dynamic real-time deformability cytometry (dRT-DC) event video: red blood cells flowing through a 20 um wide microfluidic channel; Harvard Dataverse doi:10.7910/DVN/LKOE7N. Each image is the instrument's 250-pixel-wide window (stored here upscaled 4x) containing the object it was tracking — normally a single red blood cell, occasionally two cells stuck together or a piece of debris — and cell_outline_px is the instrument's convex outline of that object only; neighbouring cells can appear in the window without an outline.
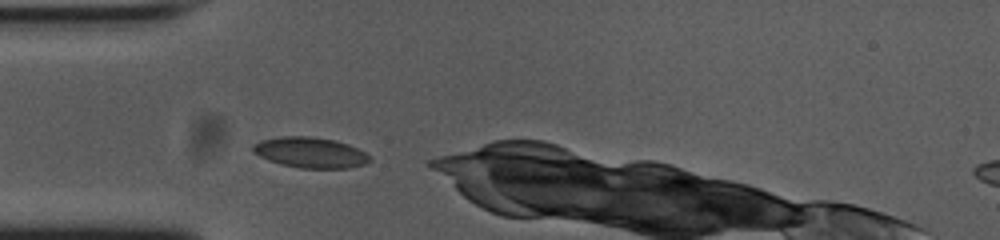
{"species": "common noctule bat (a hibernating species)", "species_latin": "Nyctalus noctula", "temperature_condition": "cold", "stored_images_in_passage": 40, "camera_frame_rate_fps": 3000, "um_per_image_px": 0.085, "animal": {"sex": "female", "body_mass_g": 23.0, "forearm_length_mm": 53.4}, "frame": {"image": 1, "passage_image": 1, "time_ms": 0.0, "image_size_px": [1000, 240], "cell_outline_px": [[372, 160], [364, 164], [348, 168], [300, 168], [268, 160], [252, 152], [252, 144], [264, 140], [284, 136], [312, 136], [332, 140], [348, 144], [372, 156]], "centroid_in_image_um": [26.39, 12.97], "position_along_channel_um": 58.6, "area_um2": 20.63}}
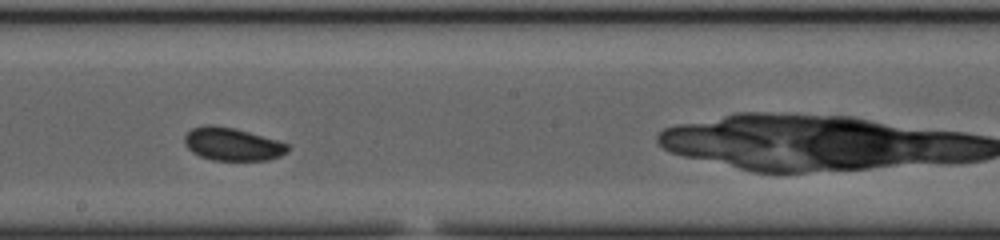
{"frame": {"image": 2, "passage_image": 15, "time_ms": 4.667, "image_size_px": [1000, 240], "cell_outline_px": [[288, 152], [280, 156], [268, 160], [212, 160], [200, 156], [192, 152], [184, 144], [184, 136], [192, 128], [204, 124], [212, 124], [236, 128], [276, 140], [288, 144]], "centroid_in_image_um": [19.72, 12.24], "position_along_channel_um": 228.5, "area_um2": 19.88}}
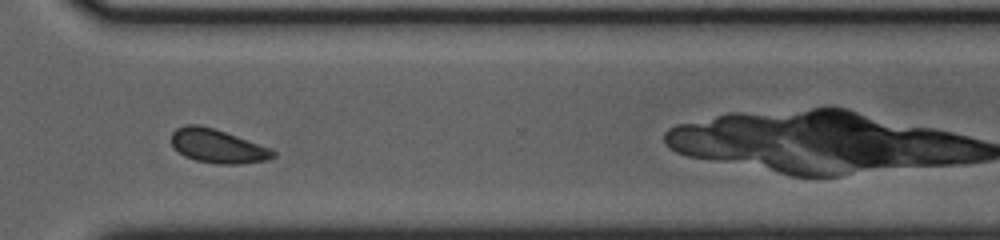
{"frame": {"image": 3, "passage_image": 25, "time_ms": 8.0, "image_size_px": [1000, 240], "cell_outline_px": [[276, 156], [268, 160], [240, 164], [220, 164], [196, 160], [184, 156], [172, 148], [172, 132], [176, 128], [184, 124], [200, 124], [236, 136], [268, 148], [276, 152]], "centroid_in_image_um": [18.44, 12.42], "position_along_channel_um": 352.2, "area_um2": 19.88}, "authors_computed_cell_mechanics": {"area_um2": 19.652, "velocity_mm_per_s": 3.7004, "shape_relaxation_time_tau1_ms": 3.5164, "shape_relaxation_time_tau2_ms": null, "deformation_change_tau1": 0.0508, "deformation_change_tau2": null}}